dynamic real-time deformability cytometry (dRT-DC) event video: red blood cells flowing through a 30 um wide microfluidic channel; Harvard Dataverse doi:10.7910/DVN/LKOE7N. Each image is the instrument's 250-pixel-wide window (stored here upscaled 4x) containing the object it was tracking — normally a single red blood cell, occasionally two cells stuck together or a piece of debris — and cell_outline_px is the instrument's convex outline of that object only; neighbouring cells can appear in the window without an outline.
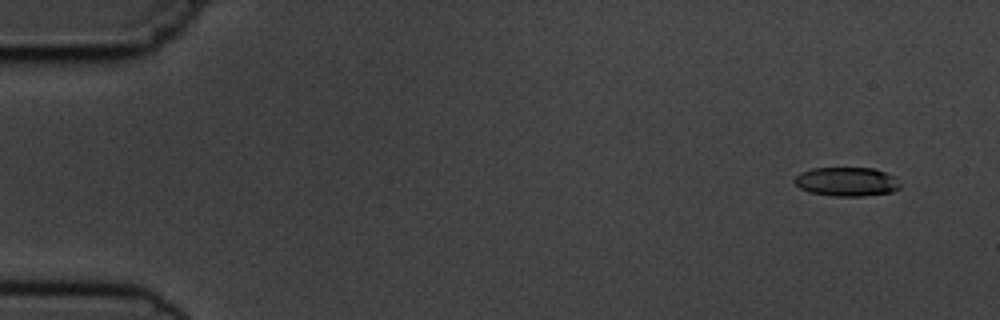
{"species": "common noctule bat (a hibernating species)", "species_latin": "Nyctalus noctula", "temperature_condition": "cold", "stored_images_in_passage": 5, "camera_frame_rate_fps": 3000, "um_per_image_px": 0.085, "animal": {"sex": "male", "body_mass_g": 19.5, "forearm_length_mm": 54.6}, "frame": {"image": 1, "passage_image": 2, "time_ms": 1.0, "image_size_px": [1000, 320], "cell_outline_px": [[900, 188], [892, 192], [864, 196], [832, 196], [808, 192], [800, 188], [792, 180], [800, 172], [812, 168], [872, 168], [884, 172], [892, 176], [900, 184]], "centroid_in_image_um": [71.92, 15.45], "position_along_channel_um": 13.1, "area_um2": 17.86}}
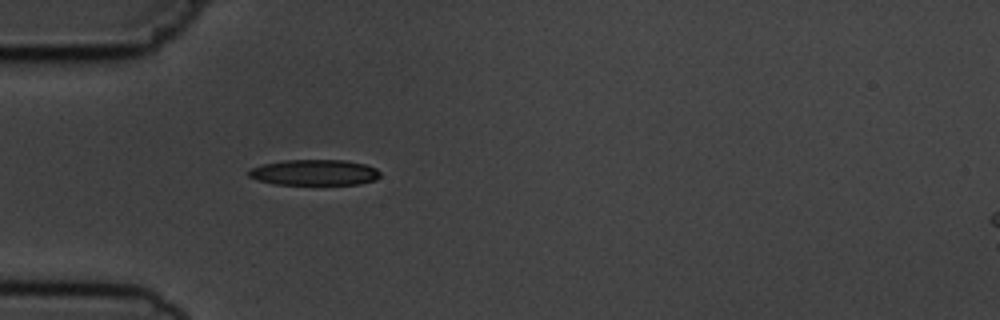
{"frame": {"image": 2, "passage_image": 5, "time_ms": 5.333, "image_size_px": [1000, 320], "cell_outline_px": [[380, 176], [376, 180], [360, 184], [276, 184], [256, 180], [248, 176], [248, 172], [252, 168], [260, 164], [284, 160], [344, 160], [364, 164], [376, 168], [380, 172]], "centroid_in_image_um": [26.72, 14.66], "position_along_channel_um": 58.3, "area_um2": 19.77}}